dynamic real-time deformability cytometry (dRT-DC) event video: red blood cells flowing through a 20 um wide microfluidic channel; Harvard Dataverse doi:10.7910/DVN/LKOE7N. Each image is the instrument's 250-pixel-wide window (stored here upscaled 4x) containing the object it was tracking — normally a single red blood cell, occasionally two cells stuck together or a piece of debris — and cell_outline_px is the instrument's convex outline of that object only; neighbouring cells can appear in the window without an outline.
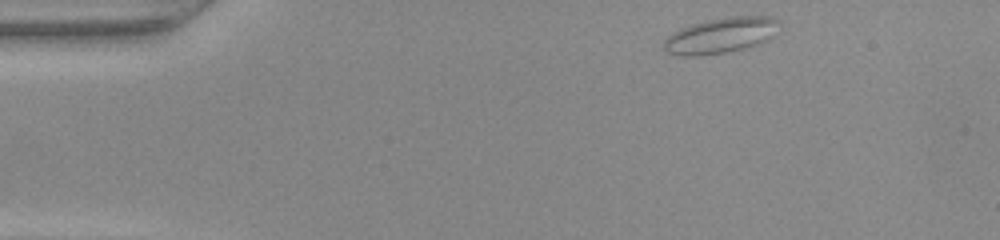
{"species": "common noctule bat (a hibernating species)", "species_latin": "Nyctalus noctula", "temperature_condition": "warm", "stored_images_in_passage": 10, "camera_frame_rate_fps": 3000, "um_per_image_px": 0.085, "animal": {"sex": "female", "body_mass_g": 22.0, "forearm_length_mm": 56.7}, "frame": {"image": 1, "passage_image": 1, "time_ms": 0.0, "image_size_px": [1000, 240], "cell_outline_px": [[780, 20], [772, 36], [768, 40], [760, 44], [748, 48], [728, 52], [700, 56], [680, 56], [668, 52], [664, 48], [664, 40], [672, 32], [680, 28], [692, 24], [708, 20], [728, 16], [768, 16]], "centroid_in_image_um": [61.26, 3.02], "position_along_channel_um": 23.7, "area_um2": 24.1}}